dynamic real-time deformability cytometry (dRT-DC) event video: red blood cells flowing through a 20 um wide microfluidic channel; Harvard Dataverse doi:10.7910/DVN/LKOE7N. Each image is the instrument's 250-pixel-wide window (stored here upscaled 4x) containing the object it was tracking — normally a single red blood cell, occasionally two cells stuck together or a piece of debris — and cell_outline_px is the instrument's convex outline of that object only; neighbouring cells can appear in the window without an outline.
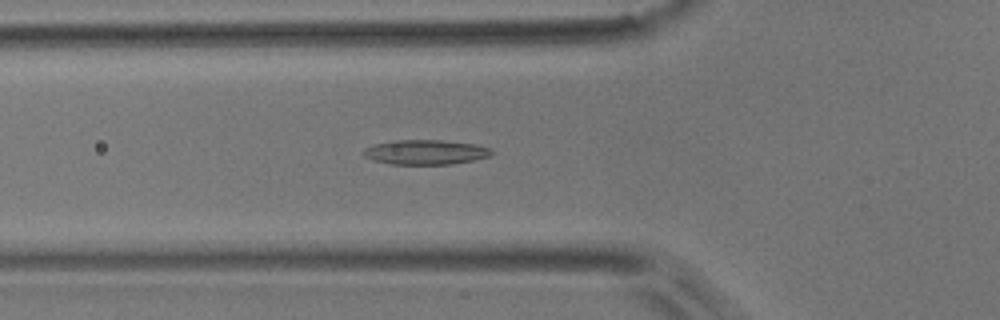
{"species": "common noctule bat (a hibernating species)", "species_latin": "Nyctalus noctula", "temperature_condition": "room temperature", "stored_images_in_passage": 50, "camera_frame_rate_fps": 3000, "um_per_image_px": 0.085, "animal": {"sex": "male", "body_mass_g": 17.9}, "frame": {"image": 1, "passage_image": 17, "time_ms": 5.333, "image_size_px": [1000, 320], "cell_outline_px": [[496, 152], [492, 156], [452, 164], [388, 164], [372, 160], [364, 156], [360, 152], [364, 148], [376, 144], [392, 140], [440, 140], [476, 144], [492, 148]], "centroid_in_image_um": [36.19, 12.93], "position_along_channel_um": 89.6, "area_um2": 18.73}}
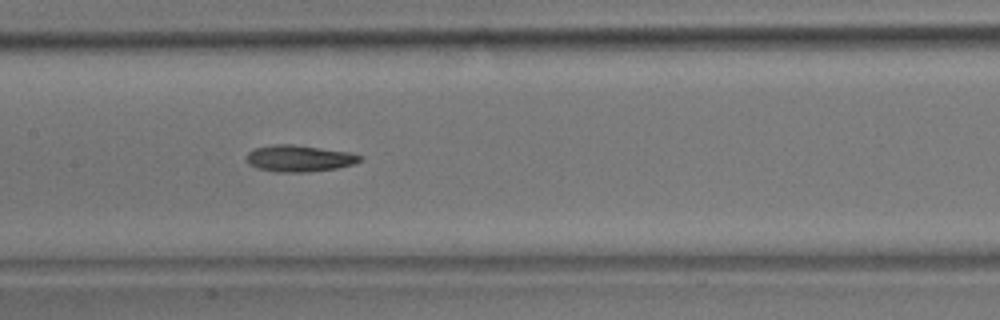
{"frame": {"image": 2, "passage_image": 24, "time_ms": 7.667, "image_size_px": [1000, 320], "cell_outline_px": [[364, 160], [352, 164], [336, 168], [308, 172], [272, 172], [256, 168], [248, 164], [244, 156], [252, 148], [276, 144], [292, 144], [352, 152], [364, 156]], "centroid_in_image_um": [25.41, 13.46], "position_along_channel_um": 182.0, "area_um2": 17.98}}
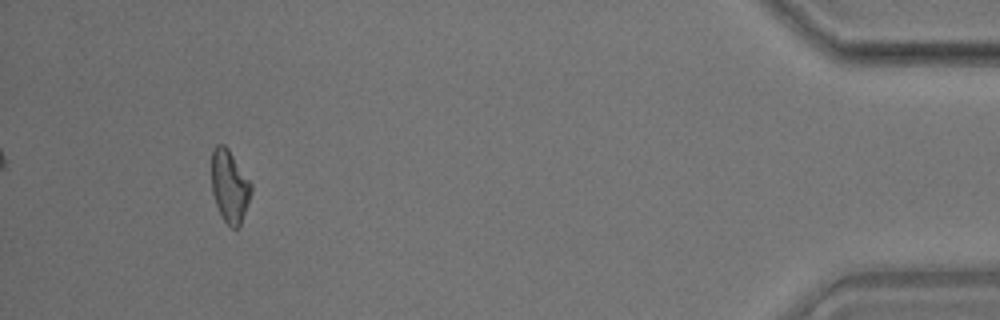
{"frame": {"image": 3, "passage_image": 47, "time_ms": 15.333, "image_size_px": [1000, 320], "cell_outline_px": [[252, 192], [240, 224], [236, 228], [232, 228], [224, 220], [216, 204], [212, 192], [212, 148], [216, 144], [224, 144], [228, 148], [252, 184]], "centroid_in_image_um": [19.51, 15.79], "position_along_channel_um": 415.7, "area_um2": 16.53}, "authors_computed_cell_mechanics": {"area_um2": 17.34, "velocity_mm_per_s": 3.926, "shape_relaxation_time_tau1_ms": null, "shape_relaxation_time_tau2_ms": 4.5401, "deformation_change_tau1": null, "deformation_change_tau2": 0.1256}}